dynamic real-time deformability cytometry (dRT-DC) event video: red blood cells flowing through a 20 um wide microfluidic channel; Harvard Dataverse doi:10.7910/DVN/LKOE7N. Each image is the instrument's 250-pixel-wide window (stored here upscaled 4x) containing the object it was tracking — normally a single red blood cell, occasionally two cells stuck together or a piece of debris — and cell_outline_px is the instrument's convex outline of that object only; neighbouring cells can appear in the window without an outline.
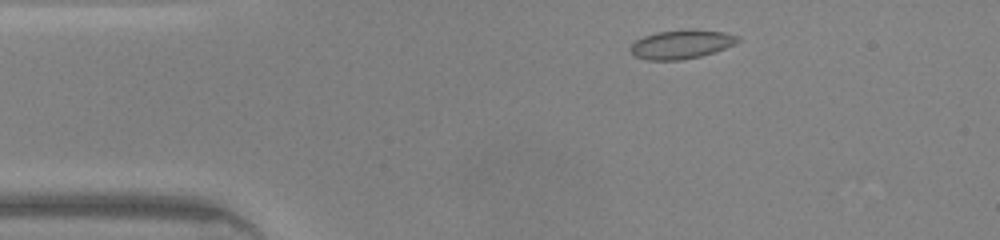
{"species": "common noctule bat (a hibernating species)", "species_latin": "Nyctalus noctula", "temperature_condition": "warm", "stored_images_in_passage": 41, "camera_frame_rate_fps": 3000, "um_per_image_px": 0.085, "animal": {"sex": "male", "body_mass_g": 20.0, "forearm_length_mm": 53.3}, "frame": {"image": 1, "passage_image": 3, "time_ms": 0.667, "image_size_px": [1000, 240], "cell_outline_px": [[740, 40], [724, 48], [700, 56], [680, 60], [648, 60], [636, 56], [628, 48], [636, 40], [644, 36], [656, 32], [724, 32], [740, 36]], "centroid_in_image_um": [57.86, 3.81], "position_along_channel_um": 27.1, "area_um2": 17.05}}
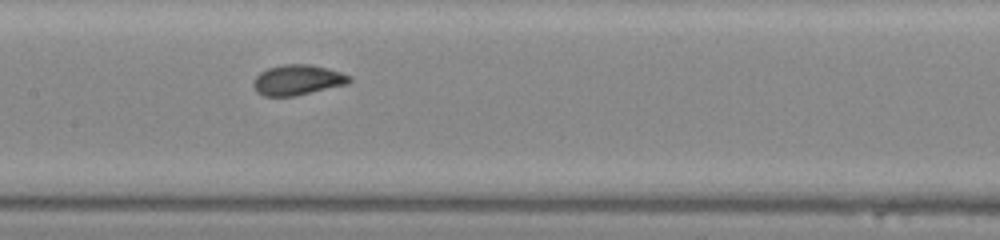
{"frame": {"image": 2, "passage_image": 17, "time_ms": 5.333, "image_size_px": [1000, 240], "cell_outline_px": [[352, 80], [348, 84], [296, 96], [264, 96], [256, 92], [252, 84], [256, 76], [260, 72], [268, 68], [284, 64], [308, 64], [328, 68], [352, 76]], "centroid_in_image_um": [25.3, 6.8], "position_along_channel_um": 182.1, "area_um2": 17.11}}
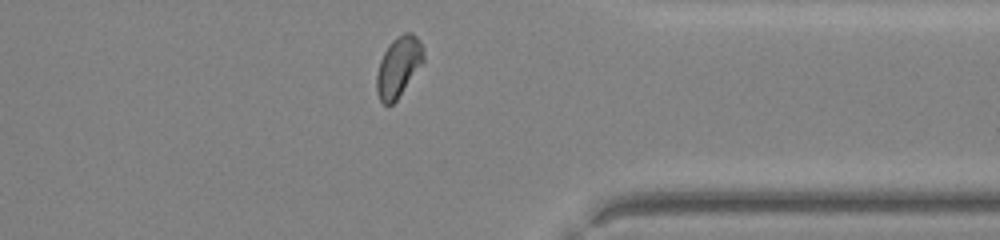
{"frame": {"image": 3, "passage_image": 31, "time_ms": 10.0, "image_size_px": [1000, 240], "cell_outline_px": [[424, 60], [396, 100], [392, 104], [384, 104], [380, 100], [376, 92], [376, 76], [380, 60], [388, 44], [396, 36], [404, 32], [412, 32], [420, 40], [424, 48]], "centroid_in_image_um": [33.86, 5.63], "position_along_channel_um": 377.5, "area_um2": 16.42}, "authors_computed_cell_mechanics": {"area_um2": 16.8198, "velocity_mm_per_s": 4.3931, "shape_relaxation_time_tau1_ms": 5.1909, "shape_relaxation_time_tau2_ms": null, "deformation_change_tau1": 0.1429, "deformation_change_tau2": null}}